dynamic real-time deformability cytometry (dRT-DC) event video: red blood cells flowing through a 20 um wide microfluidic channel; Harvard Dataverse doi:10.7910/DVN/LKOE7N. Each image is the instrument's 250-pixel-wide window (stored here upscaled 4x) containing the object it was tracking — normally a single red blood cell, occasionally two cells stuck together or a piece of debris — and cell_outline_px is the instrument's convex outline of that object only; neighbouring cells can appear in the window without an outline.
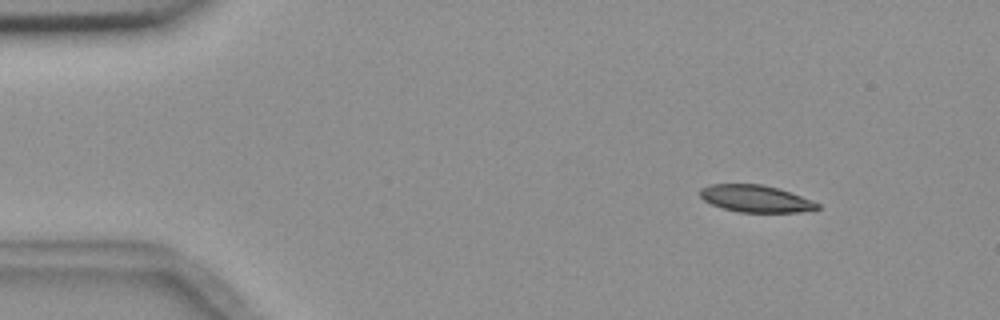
{"species": "common noctule bat (a hibernating species)", "species_latin": "Nyctalus noctula", "temperature_condition": "room temperature", "stored_images_in_passage": 3, "camera_frame_rate_fps": 3000, "um_per_image_px": 0.085, "animal": {"sex": "female", "body_mass_g": 18.4}, "frame": {"image": 1, "passage_image": 1, "time_ms": 0.0, "image_size_px": [1000, 320], "cell_outline_px": [[820, 208], [800, 212], [740, 212], [724, 208], [712, 204], [704, 200], [700, 196], [700, 188], [712, 184], [760, 184], [776, 188], [812, 200], [820, 204]], "centroid_in_image_um": [64.22, 16.89], "position_along_channel_um": 20.8, "area_um2": 18.21}}